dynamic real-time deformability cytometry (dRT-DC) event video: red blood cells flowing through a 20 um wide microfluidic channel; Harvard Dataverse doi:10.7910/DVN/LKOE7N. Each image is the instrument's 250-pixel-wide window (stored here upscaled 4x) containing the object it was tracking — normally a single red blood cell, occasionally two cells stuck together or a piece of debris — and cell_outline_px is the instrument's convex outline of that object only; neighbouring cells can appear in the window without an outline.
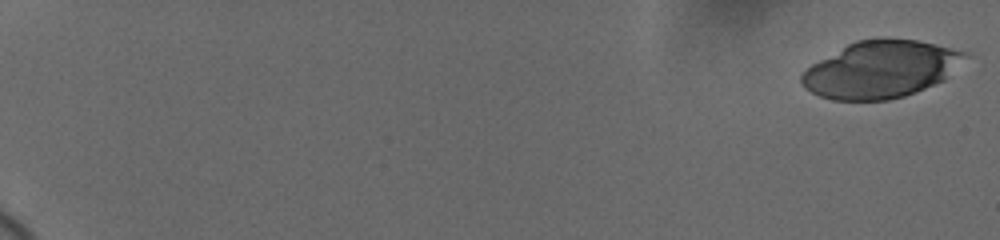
{"species": "human", "species_latin": "Homo sapiens", "temperature_condition": "cold", "stored_images_in_passage": 15, "camera_frame_rate_fps": 3000, "um_per_image_px": 0.085, "donor": {"sex": "female"}, "frame": {"image": 1, "passage_image": 1, "time_ms": 0.0, "image_size_px": [1000, 240], "cell_outline_px": [[968, 56], [944, 80], [904, 96], [888, 100], [832, 100], [820, 96], [804, 88], [800, 80], [800, 76], [812, 64], [848, 44], [856, 40], [876, 36], [884, 36], [916, 40], [936, 44], [968, 52]], "centroid_in_image_um": [74.87, 5.87], "position_along_channel_um": 10.1, "area_um2": 54.51}}
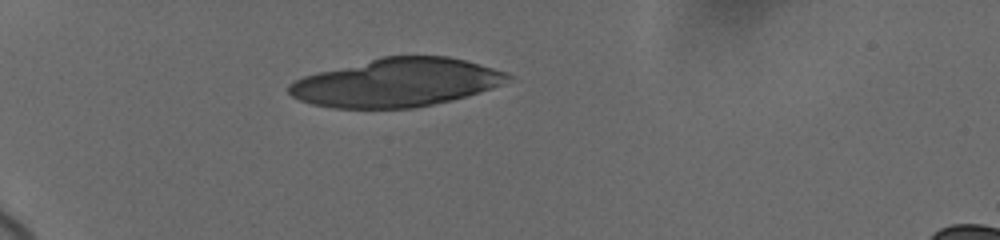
{"frame": {"image": 2, "passage_image": 11, "time_ms": 6.0, "image_size_px": [1000, 240], "cell_outline_px": [[512, 76], [500, 84], [492, 88], [452, 100], [416, 108], [332, 108], [312, 104], [300, 100], [292, 96], [288, 92], [288, 84], [304, 76], [384, 56], [448, 56], [480, 64], [508, 72]], "centroid_in_image_um": [33.71, 7.03], "position_along_channel_um": 51.3, "area_um2": 61.15}}